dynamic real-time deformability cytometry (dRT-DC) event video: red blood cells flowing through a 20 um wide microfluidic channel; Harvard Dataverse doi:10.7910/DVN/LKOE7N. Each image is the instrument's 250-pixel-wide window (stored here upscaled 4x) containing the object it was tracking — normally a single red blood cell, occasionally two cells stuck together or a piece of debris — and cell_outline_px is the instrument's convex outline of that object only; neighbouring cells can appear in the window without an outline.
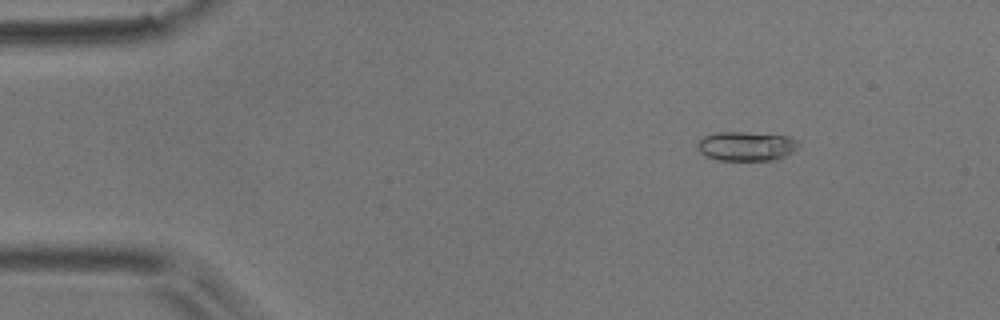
{"species": "common noctule bat (a hibernating species)", "species_latin": "Nyctalus noctula", "temperature_condition": "room temperature", "stored_images_in_passage": 4, "camera_frame_rate_fps": 3000, "um_per_image_px": 0.085, "animal": {"sex": "male", "body_mass_g": 17.9}, "frame": {"image": 1, "passage_image": 1, "time_ms": 0.0, "image_size_px": [1000, 320], "cell_outline_px": [[800, 144], [792, 152], [784, 156], [772, 160], [720, 160], [708, 156], [700, 152], [696, 144], [704, 136], [716, 132], [748, 132], [788, 136], [796, 140]], "centroid_in_image_um": [63.43, 12.41], "position_along_channel_um": 21.6, "area_um2": 17.11}}